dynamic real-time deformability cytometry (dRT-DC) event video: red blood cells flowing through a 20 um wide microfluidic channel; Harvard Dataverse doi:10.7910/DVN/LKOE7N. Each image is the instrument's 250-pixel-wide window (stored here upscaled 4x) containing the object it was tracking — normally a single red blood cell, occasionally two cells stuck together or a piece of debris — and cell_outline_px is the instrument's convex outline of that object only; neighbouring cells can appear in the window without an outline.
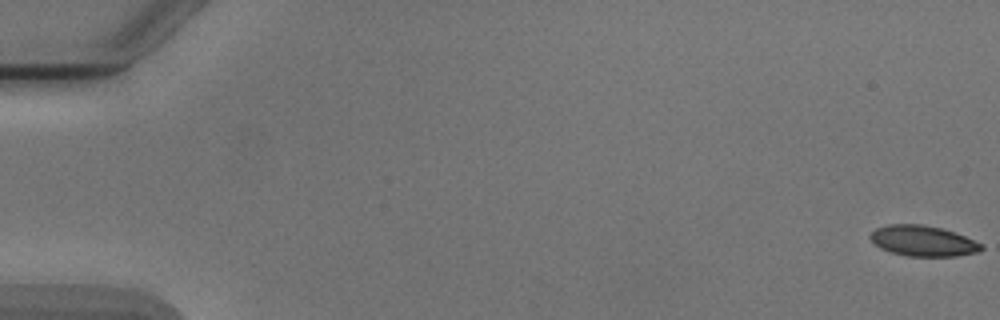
{"species": "Egyptian fruit bat (a non-hibernating species)", "species_latin": "Rousettus aegyptiacus", "temperature_condition": "cold", "stored_images_in_passage": 4, "camera_frame_rate_fps": 3000, "um_per_image_px": 0.085, "animal": {"sex": "male"}, "frame": {"image": 1, "passage_image": 1, "time_ms": 0.0, "image_size_px": [1000, 320], "cell_outline_px": [[984, 248], [980, 252], [956, 256], [908, 256], [888, 252], [880, 248], [868, 236], [876, 228], [888, 224], [920, 224], [940, 228], [964, 236], [984, 244]], "centroid_in_image_um": [78.46, 20.49], "position_along_channel_um": 6.5, "area_um2": 19.83}}